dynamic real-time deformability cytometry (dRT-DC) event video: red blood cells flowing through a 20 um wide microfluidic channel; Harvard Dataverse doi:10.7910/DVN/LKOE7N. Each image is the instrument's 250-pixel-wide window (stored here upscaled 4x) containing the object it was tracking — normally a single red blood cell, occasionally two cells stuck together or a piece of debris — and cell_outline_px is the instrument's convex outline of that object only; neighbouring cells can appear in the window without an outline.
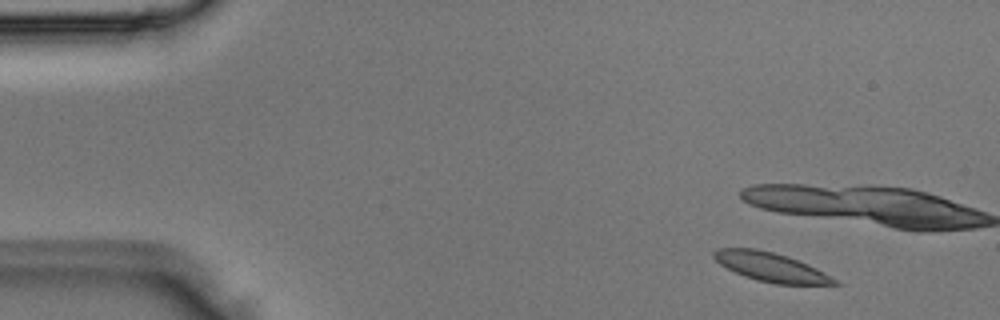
{"species": "Egyptian fruit bat (a non-hibernating species)", "species_latin": "Rousettus aegyptiacus", "temperature_condition": "room temperature", "stored_images_in_passage": 4, "camera_frame_rate_fps": 3000, "um_per_image_px": 0.085, "animal": {"sex": "male"}, "frame": {"image": 1, "passage_image": 1, "time_ms": 0.0, "image_size_px": [1000, 320], "cell_outline_px": [[840, 284], [776, 284], [756, 280], [744, 276], [720, 264], [712, 256], [712, 252], [716, 248], [756, 248], [788, 256], [808, 264], [816, 268], [836, 280]], "centroid_in_image_um": [65.48, 22.68], "position_along_channel_um": 19.5, "area_um2": 20.17}}